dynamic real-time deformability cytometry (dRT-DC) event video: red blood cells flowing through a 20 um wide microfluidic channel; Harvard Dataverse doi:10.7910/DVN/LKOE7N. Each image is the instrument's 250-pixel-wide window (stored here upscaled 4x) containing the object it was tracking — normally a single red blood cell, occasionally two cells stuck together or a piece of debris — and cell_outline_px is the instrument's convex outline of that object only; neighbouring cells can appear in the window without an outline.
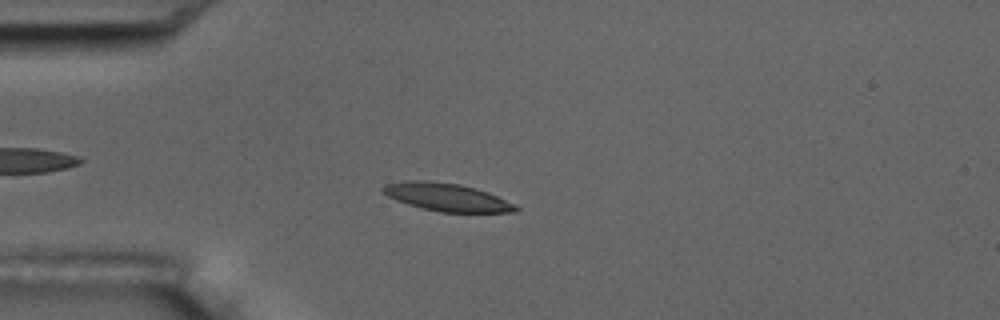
{"species": "common noctule bat (a hibernating species)", "species_latin": "Nyctalus noctula", "temperature_condition": "room temperature", "stored_images_in_passage": 55, "camera_frame_rate_fps": 3000, "um_per_image_px": 0.085, "animal": {"sex": "male", "body_mass_g": 17.5, "forearm_length_mm": 52.3}, "frame": {"image": 1, "passage_image": 14, "time_ms": 4.333, "image_size_px": [1000, 320], "cell_outline_px": [[520, 208], [516, 212], [440, 212], [408, 204], [396, 200], [388, 196], [380, 188], [384, 184], [404, 180], [428, 180], [460, 184], [476, 188], [488, 192], [516, 204]], "centroid_in_image_um": [37.99, 16.74], "position_along_channel_um": 47.0, "area_um2": 21.68}}
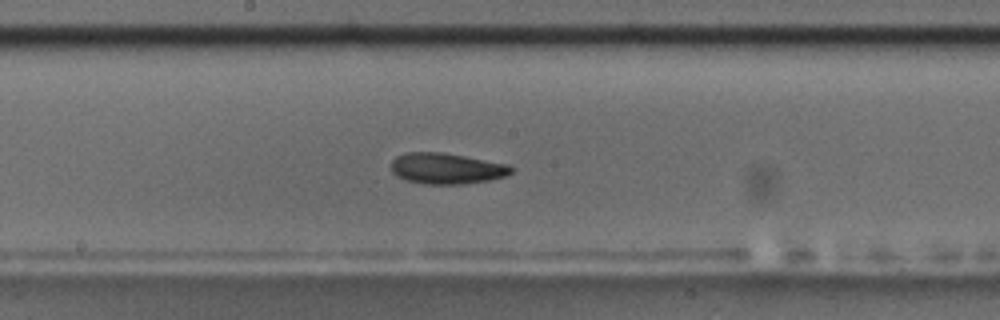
{"frame": {"image": 2, "passage_image": 29, "time_ms": 9.333, "image_size_px": [1000, 320], "cell_outline_px": [[512, 172], [504, 176], [488, 180], [464, 184], [424, 184], [404, 180], [396, 176], [392, 172], [392, 160], [396, 156], [408, 152], [440, 152], [464, 156], [508, 164], [512, 168]], "centroid_in_image_um": [37.92, 14.32], "position_along_channel_um": 210.3, "area_um2": 21.56}}
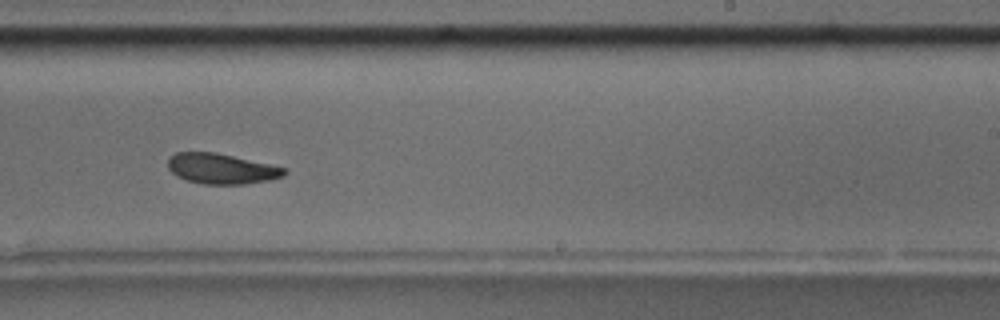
{"frame": {"image": 3, "passage_image": 34, "time_ms": 11.0, "image_size_px": [1000, 320], "cell_outline_px": [[288, 172], [284, 176], [268, 180], [244, 184], [204, 184], [188, 180], [176, 176], [168, 168], [168, 160], [176, 152], [216, 152], [268, 164], [284, 168]], "centroid_in_image_um": [18.81, 14.34], "position_along_channel_um": 270.2, "area_um2": 20.35}, "authors_computed_cell_mechanics": {"area_um2": 21.0392, "velocity_mm_per_s": 3.6099, "shape_relaxation_time_tau1_ms": 2.9501, "shape_relaxation_time_tau2_ms": 2.0085, "deformation_change_tau1": 0.1225, "deformation_change_tau2": 0.0783}}